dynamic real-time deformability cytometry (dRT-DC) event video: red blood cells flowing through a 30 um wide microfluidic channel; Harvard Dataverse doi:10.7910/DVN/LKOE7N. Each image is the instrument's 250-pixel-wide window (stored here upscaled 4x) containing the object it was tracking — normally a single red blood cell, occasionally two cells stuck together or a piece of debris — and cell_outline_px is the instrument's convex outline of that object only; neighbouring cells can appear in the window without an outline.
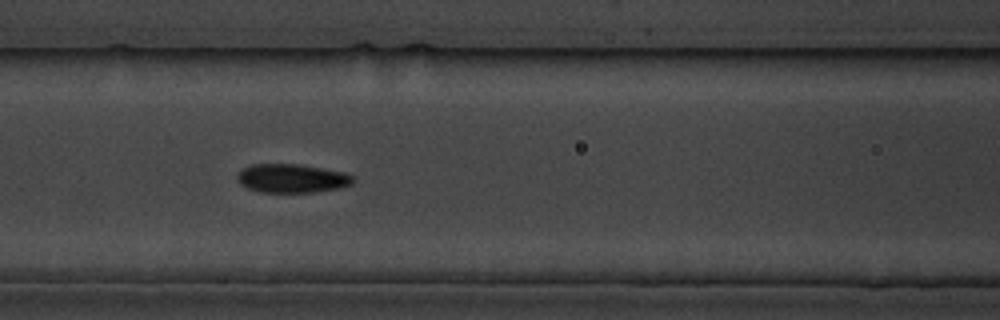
{"species": "common noctule bat (a hibernating species)", "species_latin": "Nyctalus noctula", "temperature_condition": "cold", "stored_images_in_passage": 7, "camera_frame_rate_fps": 3000, "um_per_image_px": 0.085, "animal": {"sex": "male", "body_mass_g": 19.5, "forearm_length_mm": 54.6}, "frame": {"image": 1, "passage_image": 6, "time_ms": 5.667, "image_size_px": [1000, 320], "cell_outline_px": [[352, 184], [340, 188], [312, 192], [260, 192], [248, 188], [240, 184], [236, 180], [236, 176], [244, 168], [252, 164], [300, 164], [344, 172], [352, 176]], "centroid_in_image_um": [24.78, 15.16], "position_along_channel_um": 141.8, "area_um2": 19.31}}
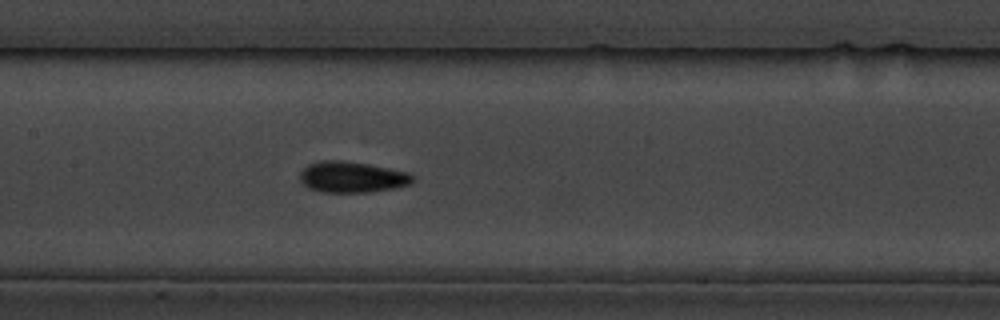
{"frame": {"image": 2, "passage_image": 7, "time_ms": 6.667, "image_size_px": [1000, 320], "cell_outline_px": [[416, 180], [412, 184], [396, 188], [372, 192], [320, 192], [308, 188], [300, 180], [300, 172], [308, 164], [320, 160], [340, 160], [368, 164], [408, 172], [416, 176]], "centroid_in_image_um": [29.96, 15.05], "position_along_channel_um": 177.4, "area_um2": 20.69}}